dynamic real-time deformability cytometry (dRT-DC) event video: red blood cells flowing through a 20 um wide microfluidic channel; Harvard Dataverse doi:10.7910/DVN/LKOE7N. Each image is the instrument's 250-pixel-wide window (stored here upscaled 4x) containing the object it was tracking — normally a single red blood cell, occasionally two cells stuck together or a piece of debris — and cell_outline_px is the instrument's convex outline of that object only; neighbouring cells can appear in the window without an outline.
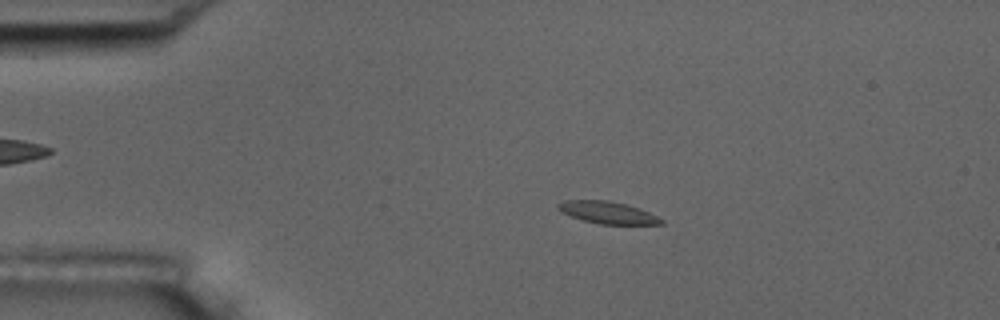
{"species": "common noctule bat (a hibernating species)", "species_latin": "Nyctalus noctula", "temperature_condition": "room temperature", "stored_images_in_passage": 4, "camera_frame_rate_fps": 3000, "um_per_image_px": 0.085, "animal": {"sex": "male", "body_mass_g": 17.5, "forearm_length_mm": 52.3}, "frame": {"image": 1, "passage_image": 3, "time_ms": 0.667, "image_size_px": [1000, 320], "cell_outline_px": [[664, 224], [600, 224], [584, 220], [560, 212], [556, 208], [556, 204], [564, 200], [608, 200], [640, 208], [664, 220]], "centroid_in_image_um": [51.61, 18.06], "position_along_channel_um": 33.4, "area_um2": 13.24}}